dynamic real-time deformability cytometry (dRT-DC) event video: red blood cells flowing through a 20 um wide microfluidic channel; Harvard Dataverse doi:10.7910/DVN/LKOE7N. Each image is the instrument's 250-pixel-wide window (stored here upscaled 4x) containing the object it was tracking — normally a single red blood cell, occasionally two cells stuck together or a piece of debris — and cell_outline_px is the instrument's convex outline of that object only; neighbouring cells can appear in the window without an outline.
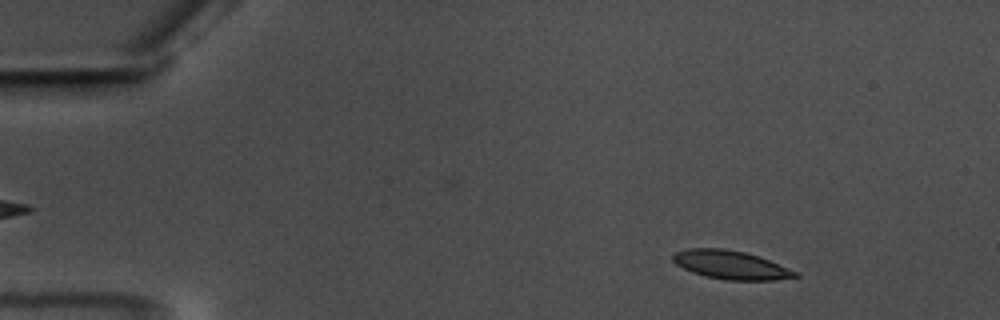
{"species": "common noctule bat (a hibernating species)", "species_latin": "Nyctalus noctula", "temperature_condition": "warm", "stored_images_in_passage": 49, "camera_frame_rate_fps": 3000, "um_per_image_px": 0.085, "animal": {"sex": "male", "body_mass_g": 17.5, "forearm_length_mm": 52.3}, "frame": {"image": 1, "passage_image": 8, "time_ms": 2.333, "image_size_px": [1000, 320], "cell_outline_px": [[800, 276], [772, 280], [724, 280], [704, 276], [692, 272], [676, 264], [672, 260], [672, 256], [676, 252], [688, 248], [724, 248], [744, 252], [768, 260], [796, 272]], "centroid_in_image_um": [62.05, 22.51], "position_along_channel_um": 22.9, "area_um2": 20.06}}
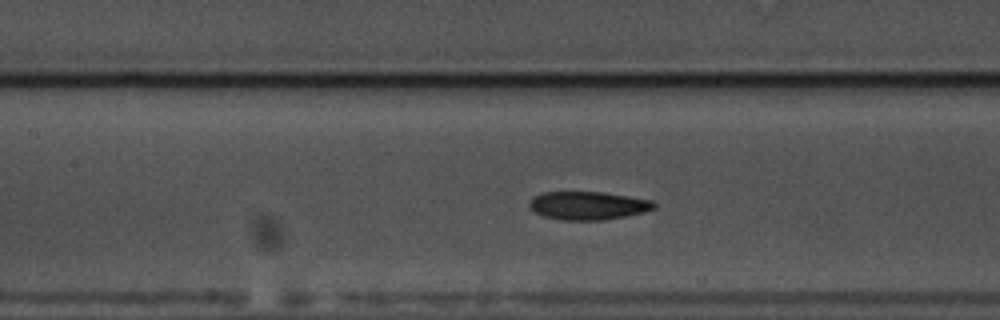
{"frame": {"image": 2, "passage_image": 27, "time_ms": 8.667, "image_size_px": [1000, 320], "cell_outline_px": [[656, 208], [644, 212], [628, 216], [604, 220], [560, 220], [544, 216], [528, 208], [528, 204], [532, 196], [540, 192], [604, 192], [652, 200], [656, 204]], "centroid_in_image_um": [49.97, 17.47], "position_along_channel_um": 157.4, "area_um2": 20.81}}
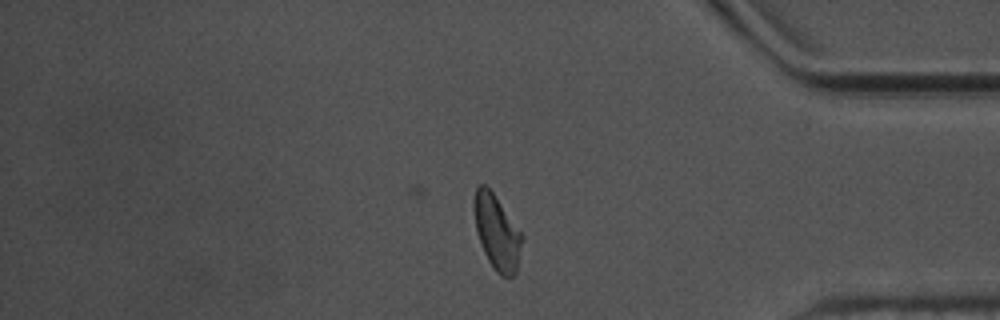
{"frame": {"image": 3, "passage_image": 49, "time_ms": 16.0, "image_size_px": [1000, 320], "cell_outline_px": [[524, 236], [516, 276], [500, 276], [496, 272], [488, 260], [484, 252], [476, 228], [472, 204], [476, 188], [480, 184], [484, 184], [492, 192]], "centroid_in_image_um": [42.25, 19.77], "position_along_channel_um": 393.0, "area_um2": 20.81}, "authors_computed_cell_mechanics": {"area_um2": 20.4034, "velocity_mm_per_s": 3.5188, "shape_relaxation_time_tau1_ms": 6.5964, "shape_relaxation_time_tau2_ms": 3.7623, "deformation_change_tau1": 0.1496, "deformation_change_tau2": 0.1051}}